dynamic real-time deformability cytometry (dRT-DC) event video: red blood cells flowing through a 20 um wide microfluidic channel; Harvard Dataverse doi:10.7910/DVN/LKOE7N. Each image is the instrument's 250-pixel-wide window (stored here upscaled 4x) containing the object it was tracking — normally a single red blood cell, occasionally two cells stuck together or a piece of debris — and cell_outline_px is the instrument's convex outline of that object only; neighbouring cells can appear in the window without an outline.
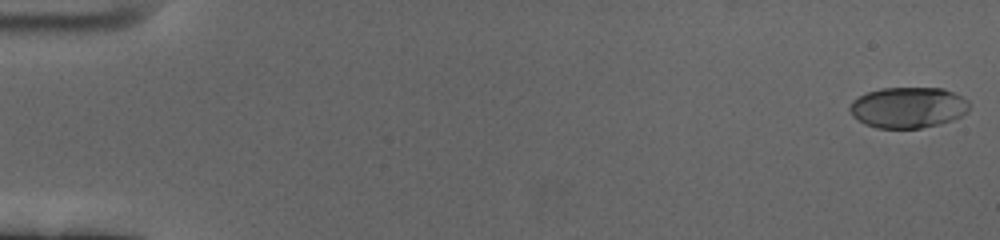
{"species": "human", "species_latin": "Homo sapiens", "temperature_condition": "cold", "stored_images_in_passage": 60, "camera_frame_rate_fps": 3000, "um_per_image_px": 0.085, "donor": {"sex": "female"}, "frame": {"image": 1, "passage_image": 1, "time_ms": 0.0, "image_size_px": [1000, 240], "cell_outline_px": [[968, 112], [952, 120], [940, 124], [920, 128], [876, 128], [864, 124], [852, 116], [848, 108], [852, 100], [868, 92], [880, 88], [944, 88], [968, 100]], "centroid_in_image_um": [77.16, 9.14], "position_along_channel_um": 7.8, "area_um2": 28.55}}
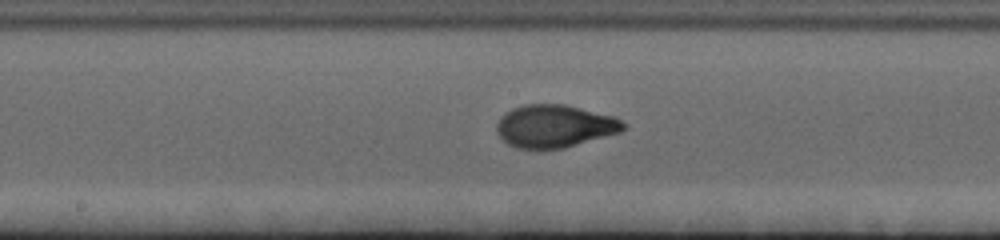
{"frame": {"image": 2, "passage_image": 32, "time_ms": 10.333, "image_size_px": [1000, 240], "cell_outline_px": [[628, 128], [620, 132], [564, 148], [516, 148], [508, 144], [496, 132], [496, 124], [500, 116], [504, 112], [512, 108], [524, 104], [564, 104], [612, 116], [628, 124]], "centroid_in_image_um": [47.13, 10.71], "position_along_channel_um": 201.1, "area_um2": 31.5}}
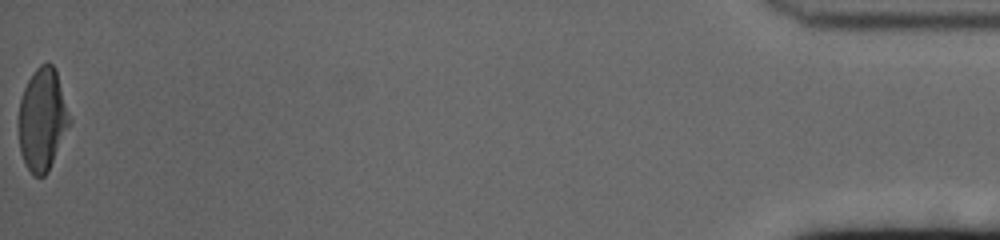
{"frame": {"image": 3, "passage_image": 60, "time_ms": 19.667, "image_size_px": [1000, 240], "cell_outline_px": [[72, 124], [48, 172], [44, 176], [36, 176], [28, 168], [20, 152], [20, 100], [24, 88], [32, 72], [40, 64], [52, 64], [56, 68], [72, 120]], "centroid_in_image_um": [3.66, 10.14], "position_along_channel_um": 431.5, "area_um2": 30.46}, "authors_computed_cell_mechanics": {"area_um2": 30.1716, "velocity_mm_per_s": 3.439, "shape_relaxation_time_tau1_ms": 4.158, "shape_relaxation_time_tau2_ms": 0.8831, "deformation_change_tau1": 0.1926, "deformation_change_tau2": 0.0506}}